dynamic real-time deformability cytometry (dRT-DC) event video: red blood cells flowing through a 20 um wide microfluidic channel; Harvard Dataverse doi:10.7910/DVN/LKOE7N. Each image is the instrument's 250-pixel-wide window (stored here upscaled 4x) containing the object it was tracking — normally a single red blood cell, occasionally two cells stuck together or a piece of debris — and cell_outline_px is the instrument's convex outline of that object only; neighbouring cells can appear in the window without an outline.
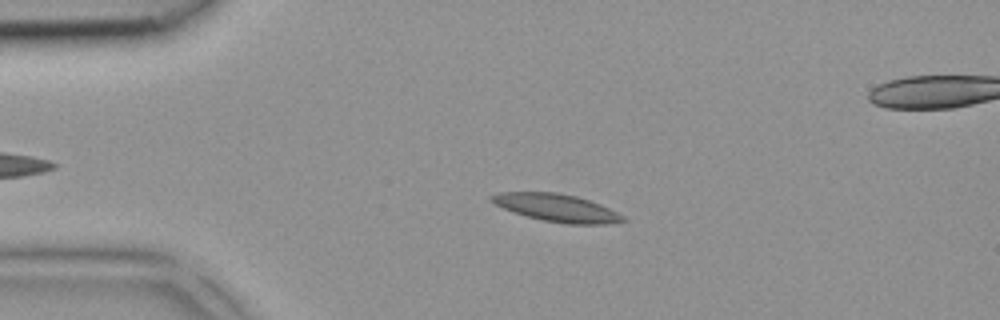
{"species": "common noctule bat (a hibernating species)", "species_latin": "Nyctalus noctula", "temperature_condition": "room temperature", "stored_images_in_passage": 38, "camera_frame_rate_fps": 3000, "um_per_image_px": 0.085, "animal": {"sex": "female", "body_mass_g": 18.4}, "frame": {"image": 1, "passage_image": 9, "time_ms": 2.667, "image_size_px": [1000, 320], "cell_outline_px": [[628, 220], [612, 224], [568, 224], [544, 220], [528, 216], [504, 208], [488, 200], [488, 196], [500, 192], [556, 192], [576, 196], [600, 204], [624, 216]], "centroid_in_image_um": [47.34, 17.66], "position_along_channel_um": 37.7, "area_um2": 20.98}}
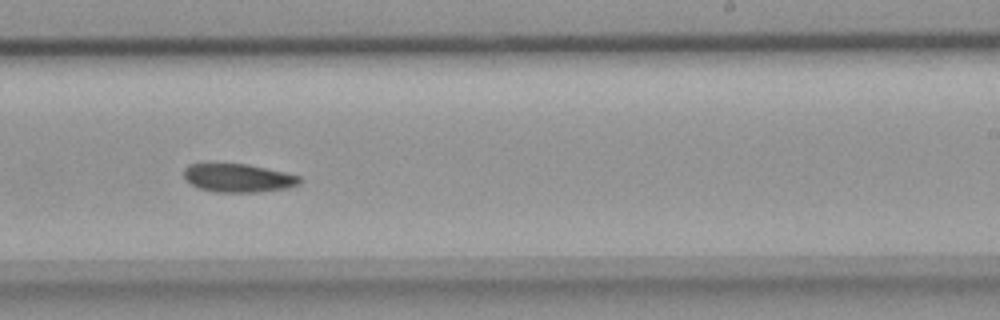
{"frame": {"image": 2, "passage_image": 26, "time_ms": 8.333, "image_size_px": [1000, 320], "cell_outline_px": [[304, 180], [300, 184], [288, 188], [256, 192], [216, 192], [200, 188], [192, 184], [184, 176], [184, 168], [188, 164], [208, 160], [212, 160], [248, 164], [284, 172], [300, 176]], "centroid_in_image_um": [20.21, 15.07], "position_along_channel_um": 268.8, "area_um2": 20.0}}
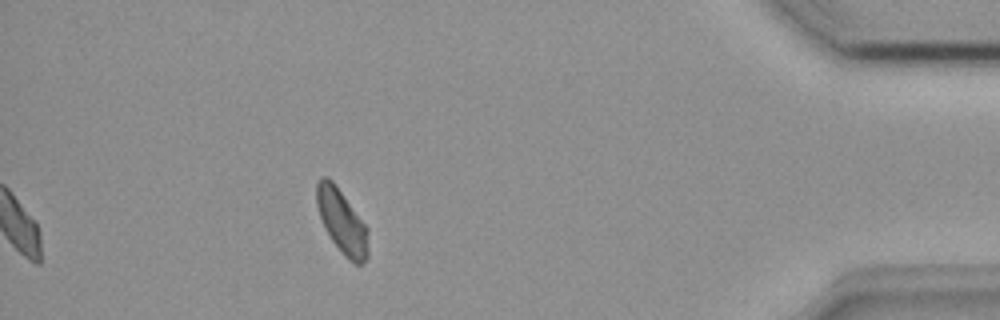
{"frame": {"image": 3, "passage_image": 38, "time_ms": 12.333, "image_size_px": [1000, 320], "cell_outline_px": [[368, 256], [360, 264], [356, 264], [348, 260], [344, 256], [332, 240], [324, 228], [316, 204], [316, 180], [320, 176], [328, 176], [336, 184], [368, 228]], "centroid_in_image_um": [29.04, 18.79], "position_along_channel_um": 406.2, "area_um2": 19.42}}